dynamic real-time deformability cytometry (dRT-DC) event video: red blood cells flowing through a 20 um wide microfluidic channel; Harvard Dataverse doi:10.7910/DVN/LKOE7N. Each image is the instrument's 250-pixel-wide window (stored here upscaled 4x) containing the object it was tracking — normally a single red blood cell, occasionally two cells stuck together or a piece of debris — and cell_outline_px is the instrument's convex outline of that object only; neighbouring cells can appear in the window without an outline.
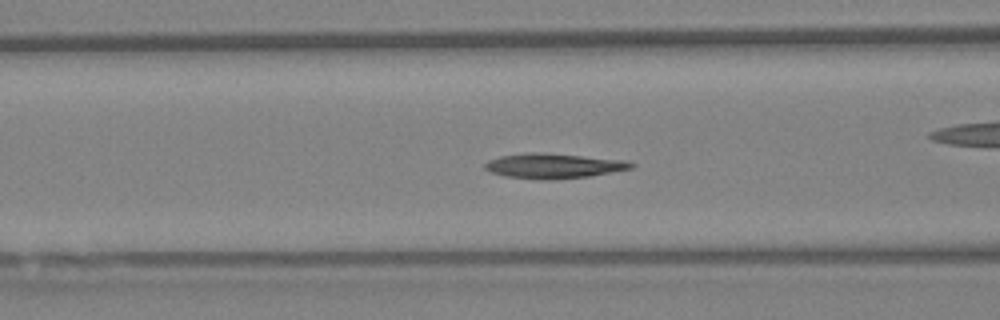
{"species": "Egyptian fruit bat (a non-hibernating species)", "species_latin": "Rousettus aegyptiacus", "temperature_condition": "warm", "stored_images_in_passage": 24, "camera_frame_rate_fps": 3000, "um_per_image_px": 0.085, "animal": {"sex": "female"}, "frame": {"image": 1, "passage_image": 17, "time_ms": 5.333, "image_size_px": [1000, 320], "cell_outline_px": [[636, 164], [632, 168], [612, 172], [588, 176], [552, 180], [540, 180], [504, 176], [492, 172], [484, 168], [484, 164], [488, 160], [500, 156], [528, 152], [540, 152], [628, 160]], "centroid_in_image_um": [47.05, 14.1], "position_along_channel_um": 119.5, "area_um2": 21.39}}